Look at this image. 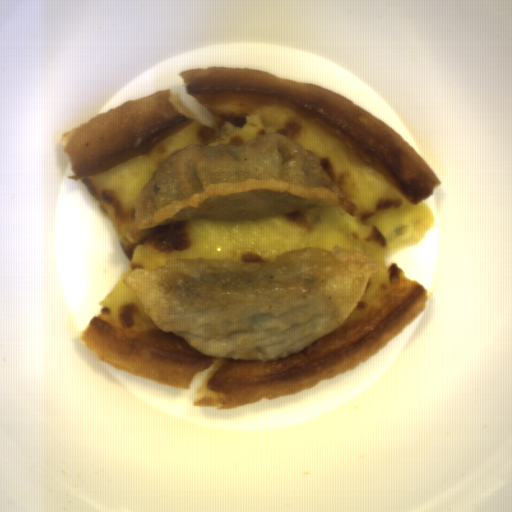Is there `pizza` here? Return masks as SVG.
<instances>
[{
	"label": "pizza",
	"instance_id": "pizza-1",
	"mask_svg": "<svg viewBox=\"0 0 512 512\" xmlns=\"http://www.w3.org/2000/svg\"><path fill=\"white\" fill-rule=\"evenodd\" d=\"M179 74L185 94L215 126L193 116L178 92L160 90L63 133L68 178L110 221L129 262L80 339L101 362L179 390L212 368L193 404L225 410L314 388L360 366L427 306V290L389 256L434 231L426 200L442 183L386 122L328 87L246 66ZM268 132L315 152L360 207L358 217L344 209H310L254 222L181 221L144 231L139 244L125 240L133 203L167 156L192 143H242ZM335 244L369 255L379 275L333 333L272 363L204 356L159 330L122 280L175 257L274 262L281 252Z\"/></svg>",
	"mask_w": 512,
	"mask_h": 512
}]
</instances>
